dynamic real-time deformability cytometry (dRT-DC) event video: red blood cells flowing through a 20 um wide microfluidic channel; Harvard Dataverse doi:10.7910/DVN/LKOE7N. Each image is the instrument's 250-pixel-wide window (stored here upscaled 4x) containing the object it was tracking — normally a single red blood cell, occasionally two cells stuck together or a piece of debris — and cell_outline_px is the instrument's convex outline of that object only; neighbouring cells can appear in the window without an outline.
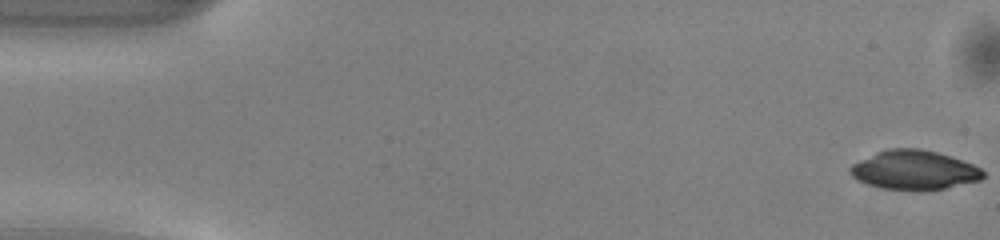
{"species": "common noctule bat (a hibernating species)", "species_latin": "Nyctalus noctula", "temperature_condition": "warm", "stored_images_in_passage": 49, "camera_frame_rate_fps": 3000, "um_per_image_px": 0.085, "animal": {"sex": "male", "body_mass_g": 13.0, "forearm_length_mm": 53.1}, "frame": {"image": 1, "passage_image": 1, "time_ms": 0.0, "image_size_px": [1000, 240], "cell_outline_px": [[984, 176], [980, 180], [944, 188], [924, 192], [912, 192], [884, 188], [868, 184], [856, 180], [848, 172], [848, 168], [852, 164], [876, 152], [888, 148], [920, 148], [936, 152], [972, 164], [980, 168], [984, 172]], "centroid_in_image_um": [77.66, 14.47], "position_along_channel_um": 7.3, "area_um2": 30.63}}